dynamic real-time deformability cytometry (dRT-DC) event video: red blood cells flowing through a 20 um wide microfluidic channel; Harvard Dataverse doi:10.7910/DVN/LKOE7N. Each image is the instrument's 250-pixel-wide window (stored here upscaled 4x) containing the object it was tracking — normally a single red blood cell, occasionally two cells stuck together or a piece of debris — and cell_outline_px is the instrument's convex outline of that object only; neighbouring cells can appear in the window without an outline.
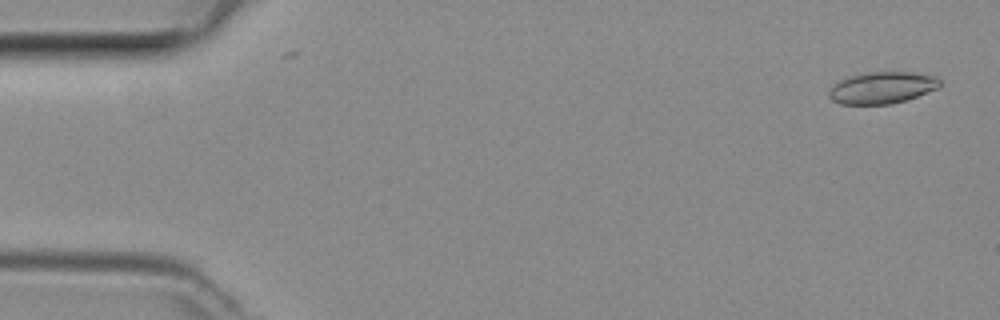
{"species": "common noctule bat (a hibernating species)", "species_latin": "Nyctalus noctula", "temperature_condition": "room temperature", "stored_images_in_passage": 40, "camera_frame_rate_fps": 3000, "um_per_image_px": 0.085, "animal": {"sex": "female", "body_mass_g": 29.2, "forearm_length_mm": 56.3}, "frame": {"image": 1, "passage_image": 2, "time_ms": 0.333, "image_size_px": [1000, 320], "cell_outline_px": [[944, 84], [940, 88], [892, 104], [840, 104], [832, 100], [828, 96], [828, 92], [840, 80], [848, 76], [868, 72], [912, 72], [936, 76]], "centroid_in_image_um": [75.02, 7.45], "position_along_channel_um": 10.0, "area_um2": 20.58}}
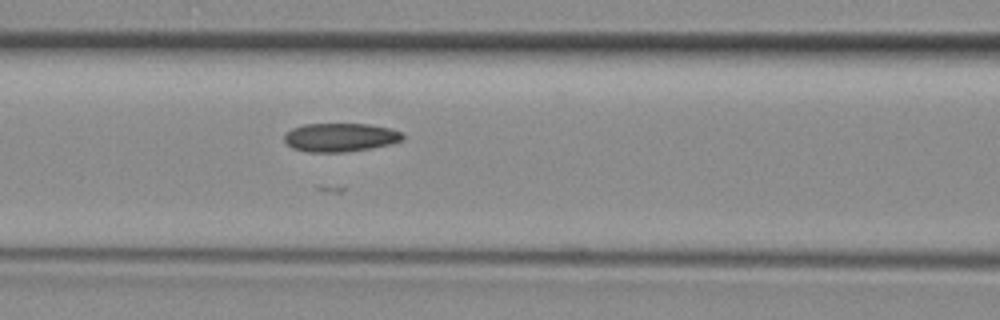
{"frame": {"image": 2, "passage_image": 20, "time_ms": 6.333, "image_size_px": [1000, 320], "cell_outline_px": [[404, 140], [372, 148], [344, 152], [308, 152], [292, 148], [284, 140], [284, 136], [292, 128], [304, 124], [368, 124], [392, 128], [404, 132]], "centroid_in_image_um": [28.96, 11.67], "position_along_channel_um": 137.6, "area_um2": 19.83}}
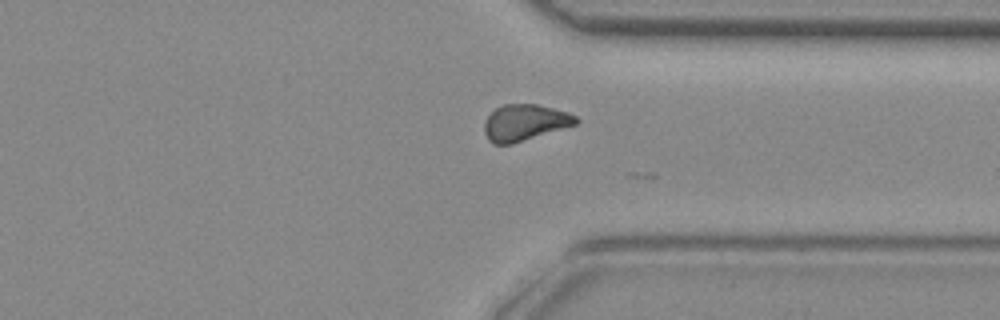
{"frame": {"image": 3, "passage_image": 36, "time_ms": 11.667, "image_size_px": [1000, 320], "cell_outline_px": [[580, 120], [576, 124], [512, 144], [492, 144], [488, 140], [484, 132], [484, 120], [496, 108], [504, 104], [536, 104], [568, 112], [576, 116]], "centroid_in_image_um": [44.58, 10.42], "position_along_channel_um": 366.8, "area_um2": 19.31}}